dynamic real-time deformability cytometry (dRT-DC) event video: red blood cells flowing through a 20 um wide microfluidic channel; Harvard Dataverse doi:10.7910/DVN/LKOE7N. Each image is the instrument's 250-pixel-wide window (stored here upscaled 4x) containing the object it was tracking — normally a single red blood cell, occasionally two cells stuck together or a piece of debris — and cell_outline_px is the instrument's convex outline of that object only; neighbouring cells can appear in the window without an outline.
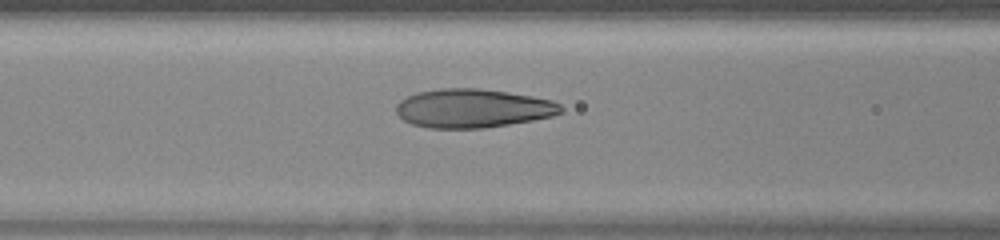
{"species": "human", "species_latin": "Homo sapiens", "temperature_condition": "warm", "stored_images_in_passage": 9, "camera_frame_rate_fps": 3000, "um_per_image_px": 0.085, "donor": {"sex": "female"}, "frame": {"image": 1, "passage_image": 7, "time_ms": 2.0, "image_size_px": [1000, 240], "cell_outline_px": [[564, 112], [552, 116], [532, 120], [484, 128], [428, 128], [412, 124], [404, 120], [396, 112], [396, 104], [400, 100], [416, 92], [440, 88], [476, 88], [508, 92], [532, 96], [552, 100], [560, 104], [564, 108]], "centroid_in_image_um": [40.19, 9.2], "position_along_channel_um": 126.4, "area_um2": 37.28}}